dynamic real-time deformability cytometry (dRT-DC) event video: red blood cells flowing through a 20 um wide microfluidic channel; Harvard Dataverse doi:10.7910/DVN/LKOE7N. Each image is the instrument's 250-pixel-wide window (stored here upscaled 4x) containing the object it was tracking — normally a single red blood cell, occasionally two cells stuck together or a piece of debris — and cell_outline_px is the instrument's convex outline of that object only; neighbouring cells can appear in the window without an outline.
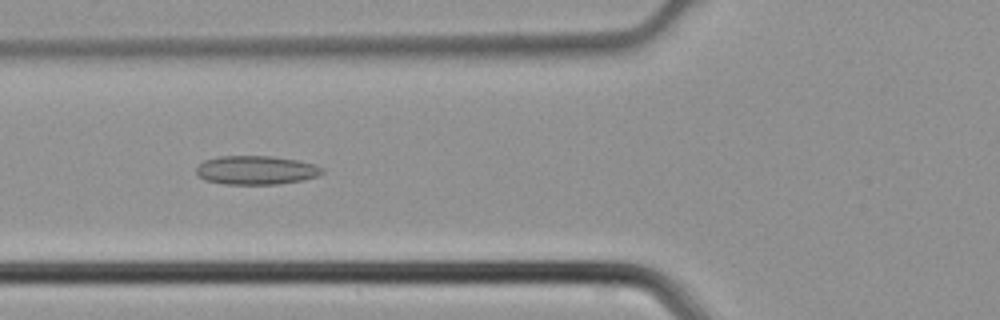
{"species": "common noctule bat (a hibernating species)", "species_latin": "Nyctalus noctula", "temperature_condition": "cold", "stored_images_in_passage": 36, "camera_frame_rate_fps": 3000, "um_per_image_px": 0.085, "animal": {"sex": "male", "body_mass_g": 21.5, "forearm_length_mm": 52.0}, "frame": {"image": 1, "passage_image": 8, "time_ms": 2.333, "image_size_px": [1000, 320], "cell_outline_px": [[324, 172], [316, 176], [304, 180], [276, 184], [224, 184], [204, 180], [196, 176], [196, 168], [204, 160], [220, 156], [272, 156], [296, 160], [316, 164], [324, 168]], "centroid_in_image_um": [21.76, 14.46], "position_along_channel_um": 104.0, "area_um2": 21.27}}
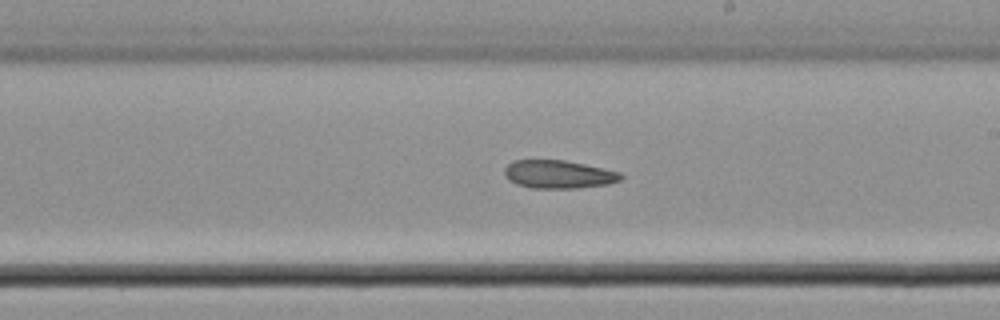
{"frame": {"image": 2, "passage_image": 17, "time_ms": 5.333, "image_size_px": [1000, 320], "cell_outline_px": [[624, 176], [620, 180], [608, 184], [576, 188], [532, 188], [516, 184], [508, 180], [504, 176], [504, 168], [512, 160], [564, 160], [604, 168], [620, 172]], "centroid_in_image_um": [47.45, 14.81], "position_along_channel_um": 241.6, "area_um2": 19.19}}
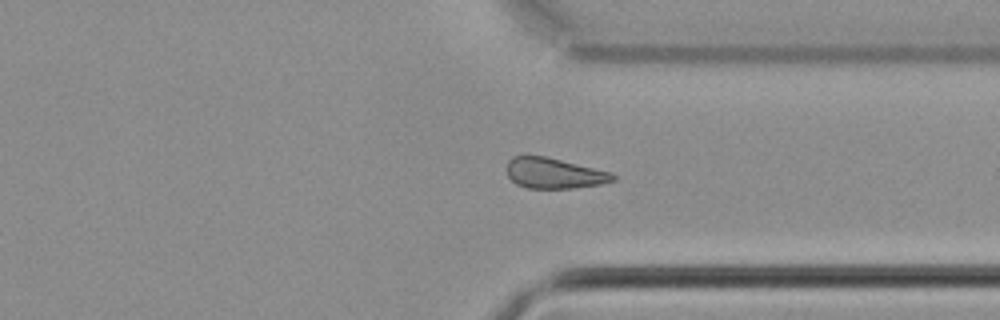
{"frame": {"image": 3, "passage_image": 25, "time_ms": 8.0, "image_size_px": [1000, 320], "cell_outline_px": [[616, 180], [600, 184], [572, 188], [528, 188], [516, 184], [508, 176], [508, 160], [512, 156], [544, 156], [612, 172], [616, 176]], "centroid_in_image_um": [47.11, 14.73], "position_along_channel_um": 364.3, "area_um2": 18.73}}